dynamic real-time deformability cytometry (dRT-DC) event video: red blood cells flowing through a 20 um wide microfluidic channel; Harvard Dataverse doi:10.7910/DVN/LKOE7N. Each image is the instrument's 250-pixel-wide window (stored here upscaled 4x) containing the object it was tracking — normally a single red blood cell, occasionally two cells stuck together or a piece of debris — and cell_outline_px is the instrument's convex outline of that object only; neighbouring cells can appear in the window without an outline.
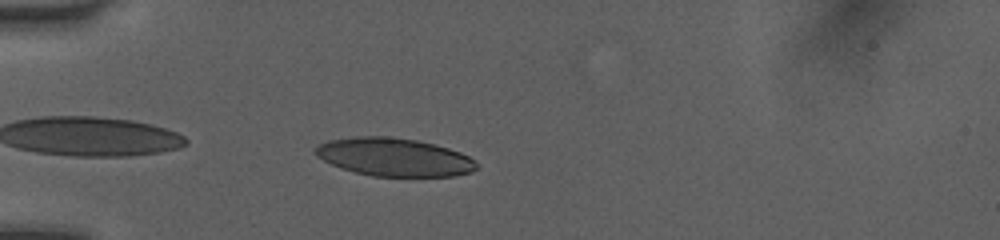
{"species": "human", "species_latin": "Homo sapiens", "temperature_condition": "room temperature", "stored_images_in_passage": 38, "camera_frame_rate_fps": 3000, "um_per_image_px": 0.085, "donor": {"sex": "female"}, "frame": {"image": 1, "passage_image": 2, "time_ms": 0.333, "image_size_px": [1000, 240], "cell_outline_px": [[476, 168], [472, 172], [452, 176], [372, 176], [340, 168], [316, 156], [312, 152], [312, 148], [328, 140], [360, 136], [388, 136], [416, 140], [436, 144], [460, 152], [476, 160]], "centroid_in_image_um": [33.48, 13.35], "position_along_channel_um": 51.5, "area_um2": 35.89}}
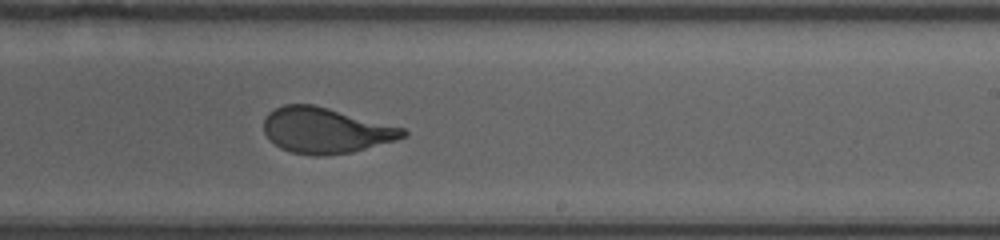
{"frame": {"image": 2, "passage_image": 19, "time_ms": 6.0, "image_size_px": [1000, 240], "cell_outline_px": [[408, 136], [396, 140], [352, 152], [324, 156], [312, 156], [292, 152], [280, 148], [268, 140], [264, 132], [264, 120], [268, 112], [284, 104], [312, 104], [328, 108], [404, 128], [408, 132]], "centroid_in_image_um": [27.66, 11.1], "position_along_channel_um": 261.3, "area_um2": 37.05}}
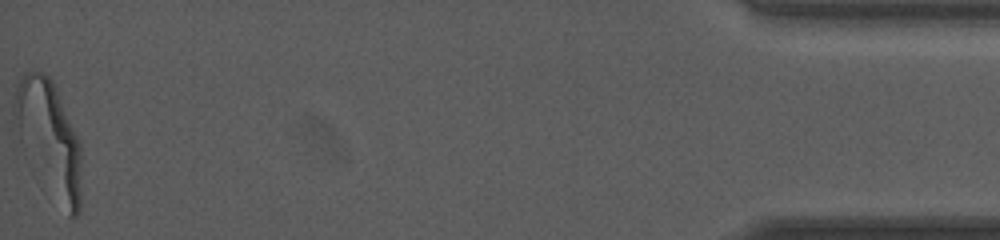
{"frame": {"image": 3, "passage_image": 38, "time_ms": 12.333, "image_size_px": [1000, 240], "cell_outline_px": [[80, 212], [76, 216], [68, 216], [20, 140], [12, 112], [12, 104], [16, 84], [24, 72], [32, 68], [44, 72], [52, 80], [56, 88], [80, 144]], "centroid_in_image_um": [4.15, 11.61], "position_along_channel_um": 431.1, "area_um2": 43.41}, "authors_computed_cell_mechanics": {"area_um2": 38.0035, "velocity_mm_per_s": 4.0567, "shape_relaxation_time_tau1_ms": 4.9748, "shape_relaxation_time_tau2_ms": null, "deformation_change_tau1": 0.2265, "deformation_change_tau2": null}}